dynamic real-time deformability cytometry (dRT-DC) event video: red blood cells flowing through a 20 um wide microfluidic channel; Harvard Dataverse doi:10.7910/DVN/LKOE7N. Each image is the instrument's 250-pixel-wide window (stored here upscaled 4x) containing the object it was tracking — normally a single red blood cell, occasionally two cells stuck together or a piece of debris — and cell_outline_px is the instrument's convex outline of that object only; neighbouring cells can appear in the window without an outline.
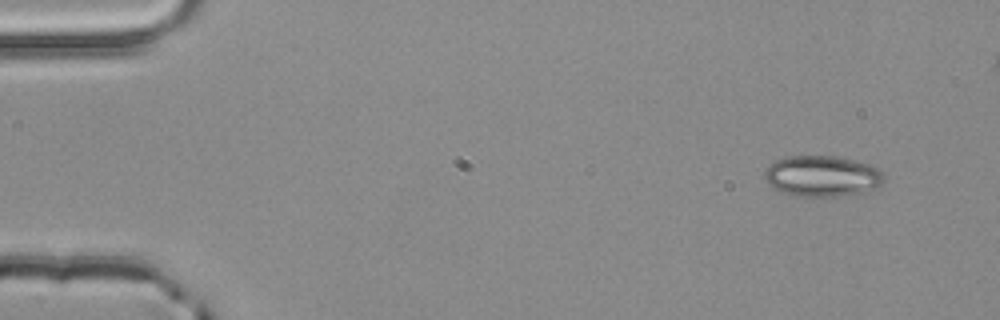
{"species": "common noctule bat (a hibernating species)", "species_latin": "Nyctalus noctula", "temperature_condition": "room temperature", "stored_images_in_passage": 4, "camera_frame_rate_fps": 3000, "um_per_image_px": 0.085, "animal": {"sex": "male", "body_mass_g": 20.4}, "frame": {"image": 1, "passage_image": 1, "time_ms": 0.0, "image_size_px": [1000, 320], "cell_outline_px": [[884, 180], [876, 188], [860, 192], [840, 196], [796, 196], [772, 188], [764, 180], [764, 172], [776, 160], [784, 156], [836, 156], [872, 164], [884, 172]], "centroid_in_image_um": [69.89, 14.96], "position_along_channel_um": 15.1, "area_um2": 28.55}}